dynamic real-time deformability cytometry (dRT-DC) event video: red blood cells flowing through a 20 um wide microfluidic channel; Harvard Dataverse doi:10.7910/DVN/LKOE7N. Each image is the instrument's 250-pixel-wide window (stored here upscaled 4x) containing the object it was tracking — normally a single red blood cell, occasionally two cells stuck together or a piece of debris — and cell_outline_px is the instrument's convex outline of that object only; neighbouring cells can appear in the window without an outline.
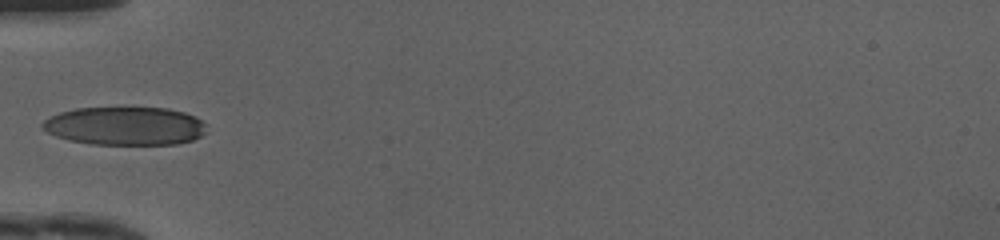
{"species": "human", "species_latin": "Homo sapiens", "temperature_condition": "cold", "stored_images_in_passage": 11, "camera_frame_rate_fps": 3000, "um_per_image_px": 0.085, "donor": {"sex": "female"}, "frame": {"image": 1, "passage_image": 1, "time_ms": 0.0, "image_size_px": [1000, 240], "cell_outline_px": [[204, 132], [200, 136], [192, 140], [176, 144], [92, 144], [68, 140], [56, 136], [40, 128], [40, 124], [44, 120], [60, 112], [76, 108], [168, 108], [184, 112], [196, 116], [204, 124]], "centroid_in_image_um": [10.59, 10.71], "position_along_channel_um": 74.4, "area_um2": 36.53}}